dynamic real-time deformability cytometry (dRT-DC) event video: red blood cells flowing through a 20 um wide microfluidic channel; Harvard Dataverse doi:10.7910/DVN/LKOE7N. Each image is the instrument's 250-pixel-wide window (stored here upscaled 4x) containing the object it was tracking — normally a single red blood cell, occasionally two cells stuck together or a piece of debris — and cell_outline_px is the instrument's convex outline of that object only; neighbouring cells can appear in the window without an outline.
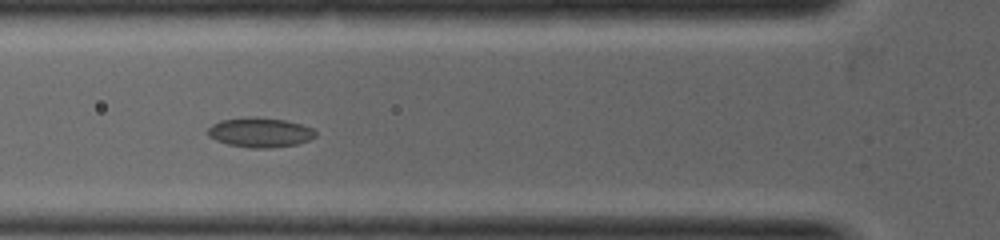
{"species": "common noctule bat (a hibernating species)", "species_latin": "Nyctalus noctula", "temperature_condition": "warm", "stored_images_in_passage": 3, "camera_frame_rate_fps": 5000, "um_per_image_px": 0.085, "animal": {"sex": "female", "body_mass_g": 19.0, "forearm_length_mm": 53.3}, "frame": {"image": 1, "passage_image": 3, "time_ms": 1.8, "image_size_px": [1000, 240], "cell_outline_px": [[316, 136], [308, 140], [296, 144], [272, 148], [252, 148], [228, 144], [216, 140], [208, 136], [208, 128], [212, 124], [220, 120], [244, 116], [256, 116], [284, 120], [300, 124], [312, 128], [316, 132]], "centroid_in_image_um": [22.07, 11.24], "position_along_channel_um": 103.7, "area_um2": 18.73}}